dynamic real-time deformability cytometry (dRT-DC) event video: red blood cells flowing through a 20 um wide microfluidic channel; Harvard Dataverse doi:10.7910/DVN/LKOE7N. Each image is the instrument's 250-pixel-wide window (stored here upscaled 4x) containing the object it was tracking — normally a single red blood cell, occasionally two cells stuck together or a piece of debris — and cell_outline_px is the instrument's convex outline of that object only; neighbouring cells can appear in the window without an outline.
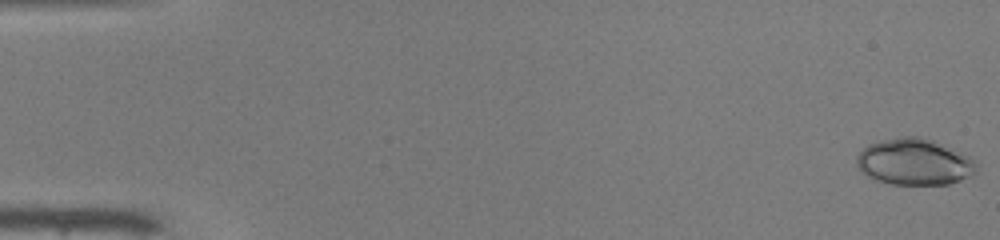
{"species": "common noctule bat (a hibernating species)", "species_latin": "Nyctalus noctula", "temperature_condition": "warm", "stored_images_in_passage": 50, "camera_frame_rate_fps": 3000, "um_per_image_px": 0.085, "animal": {"sex": "male", "body_mass_g": 19.0, "forearm_length_mm": 50.8}, "frame": {"image": 1, "passage_image": 1, "time_ms": 0.0, "image_size_px": [1000, 240], "cell_outline_px": [[980, 164], [976, 172], [972, 176], [948, 184], [892, 184], [876, 180], [860, 172], [856, 164], [856, 156], [868, 144], [880, 140], [900, 136], [916, 136], [932, 140], [972, 156]], "centroid_in_image_um": [77.75, 13.76], "position_along_channel_um": 7.2, "area_um2": 32.83}}
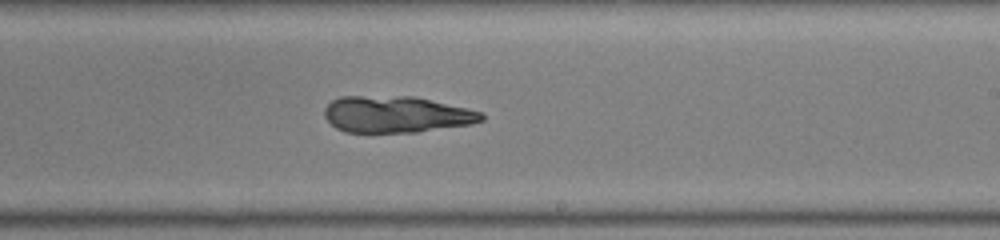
{"frame": {"image": 2, "passage_image": 31, "time_ms": 10.0, "image_size_px": [1000, 240], "cell_outline_px": [[484, 120], [472, 124], [416, 132], [344, 132], [336, 128], [324, 116], [324, 108], [332, 100], [340, 96], [416, 96], [484, 112]], "centroid_in_image_um": [33.7, 9.71], "position_along_channel_um": 255.3, "area_um2": 33.64}}
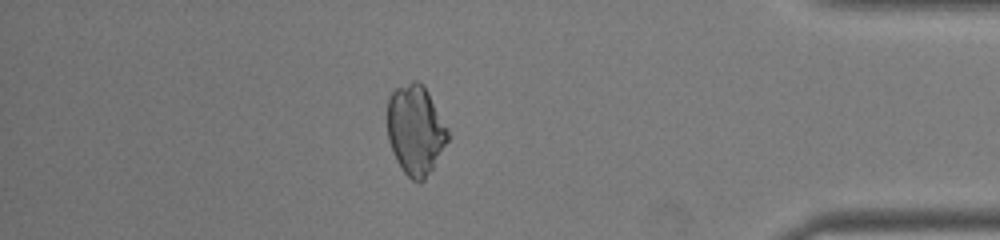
{"frame": {"image": 3, "passage_image": 44, "time_ms": 14.333, "image_size_px": [1000, 240], "cell_outline_px": [[448, 140], [432, 168], [424, 180], [420, 184], [412, 180], [404, 172], [396, 160], [392, 152], [388, 140], [388, 100], [392, 92], [396, 88], [412, 80], [416, 80], [424, 84], [448, 128]], "centroid_in_image_um": [35.31, 11.03], "position_along_channel_um": 399.9, "area_um2": 31.62}}